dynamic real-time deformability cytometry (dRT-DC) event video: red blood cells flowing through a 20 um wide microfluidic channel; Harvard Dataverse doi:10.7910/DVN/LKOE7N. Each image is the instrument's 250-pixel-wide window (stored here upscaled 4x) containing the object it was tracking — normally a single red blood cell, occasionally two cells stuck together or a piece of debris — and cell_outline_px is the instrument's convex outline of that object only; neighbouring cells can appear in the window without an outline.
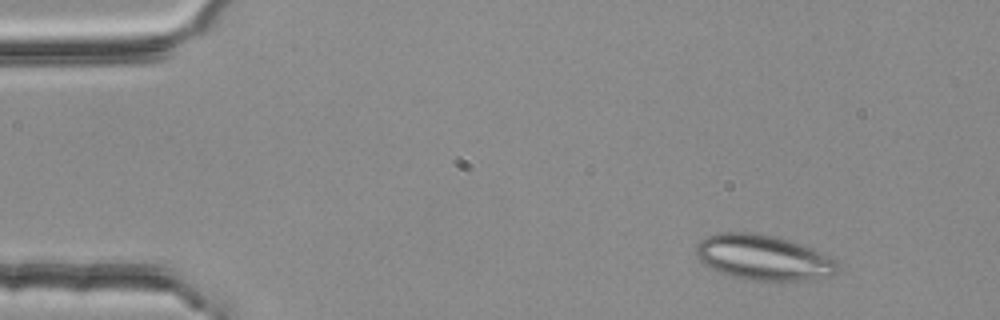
{"species": "common noctule bat (a hibernating species)", "species_latin": "Nyctalus noctula", "temperature_condition": "room temperature", "stored_images_in_passage": 4, "camera_frame_rate_fps": 3000, "um_per_image_px": 0.085, "animal": {"sex": "female", "body_mass_g": 25.1}, "frame": {"image": 1, "passage_image": 1, "time_ms": 0.0, "image_size_px": [1000, 320], "cell_outline_px": [[840, 268], [832, 276], [804, 280], [740, 280], [708, 268], [696, 256], [696, 244], [700, 240], [708, 236], [720, 232], [752, 232], [776, 236], [788, 240], [820, 252], [836, 260], [840, 264]], "centroid_in_image_um": [64.85, 21.9], "position_along_channel_um": 20.1, "area_um2": 37.57}}